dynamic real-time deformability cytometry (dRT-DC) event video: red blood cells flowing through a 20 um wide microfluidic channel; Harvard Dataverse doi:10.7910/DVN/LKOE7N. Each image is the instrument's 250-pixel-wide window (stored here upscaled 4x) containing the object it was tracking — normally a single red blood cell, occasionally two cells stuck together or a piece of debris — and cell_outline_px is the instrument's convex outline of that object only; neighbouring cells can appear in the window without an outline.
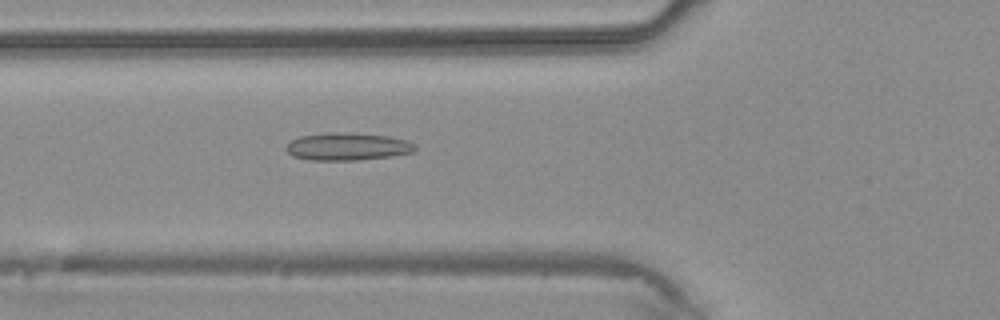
{"species": "common noctule bat (a hibernating species)", "species_latin": "Nyctalus noctula", "temperature_condition": "warm", "stored_images_in_passage": 41, "camera_frame_rate_fps": 3000, "um_per_image_px": 0.085, "animal": {"sex": "male", "body_mass_g": 20.4}, "frame": {"image": 1, "passage_image": 14, "time_ms": 4.333, "image_size_px": [1000, 320], "cell_outline_px": [[416, 148], [412, 152], [392, 156], [356, 160], [308, 160], [292, 156], [284, 148], [292, 140], [300, 136], [336, 132], [388, 136], [408, 140], [416, 144]], "centroid_in_image_um": [29.54, 12.47], "position_along_channel_um": 96.3, "area_um2": 20.58}}
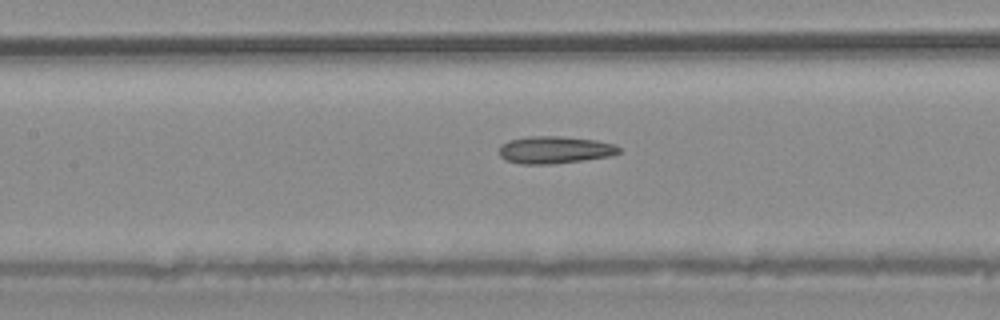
{"frame": {"image": 2, "passage_image": 18, "time_ms": 5.667, "image_size_px": [1000, 320], "cell_outline_px": [[620, 152], [612, 156], [584, 160], [552, 164], [520, 164], [504, 160], [500, 156], [500, 144], [508, 140], [528, 136], [560, 136], [596, 140], [616, 144], [620, 148]], "centroid_in_image_um": [47.15, 12.74], "position_along_channel_um": 160.3, "area_um2": 19.31}}
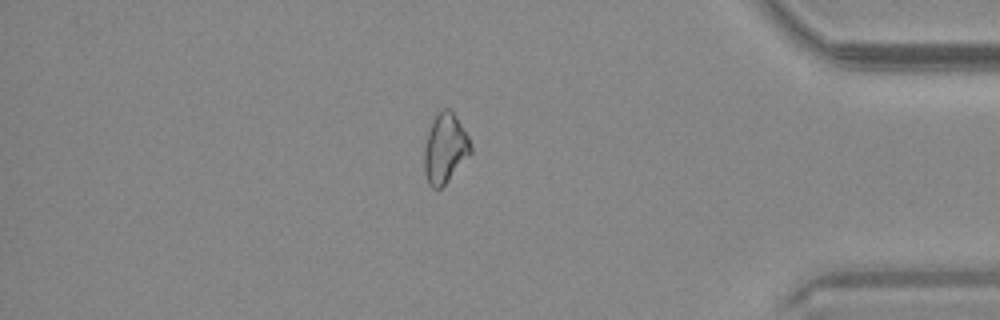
{"frame": {"image": 3, "passage_image": 35, "time_ms": 11.333, "image_size_px": [1000, 320], "cell_outline_px": [[472, 152], [448, 180], [440, 188], [432, 188], [428, 184], [424, 172], [424, 148], [428, 132], [432, 120], [444, 108], [448, 108], [456, 116], [468, 136], [472, 144]], "centroid_in_image_um": [37.82, 12.62], "position_along_channel_um": 397.4, "area_um2": 18.67}}